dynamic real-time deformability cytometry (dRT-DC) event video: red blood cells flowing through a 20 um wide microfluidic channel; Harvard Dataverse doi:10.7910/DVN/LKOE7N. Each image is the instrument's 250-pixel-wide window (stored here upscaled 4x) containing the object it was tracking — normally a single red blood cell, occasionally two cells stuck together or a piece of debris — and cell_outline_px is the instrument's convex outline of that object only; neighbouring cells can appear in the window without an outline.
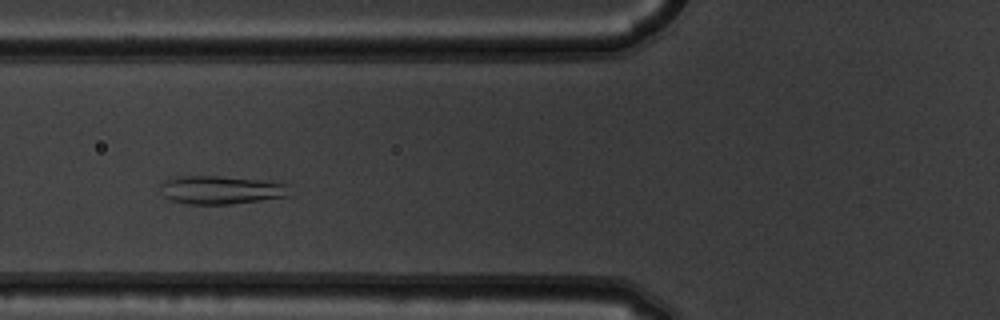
{"species": "common noctule bat (a hibernating species)", "species_latin": "Nyctalus noctula", "temperature_condition": "warm", "stored_images_in_passage": 9, "camera_frame_rate_fps": 3000, "um_per_image_px": 0.085, "animal": {"sex": "male", "body_mass_g": 19.5, "forearm_length_mm": 54.6}, "frame": {"image": 1, "passage_image": 4, "time_ms": 1.0, "image_size_px": [1000, 320], "cell_outline_px": [[292, 196], [232, 204], [188, 204], [172, 200], [164, 196], [160, 184], [164, 180], [176, 176], [220, 176], [256, 180], [288, 184]], "centroid_in_image_um": [18.8, 16.15], "position_along_channel_um": 107.0, "area_um2": 21.33}}
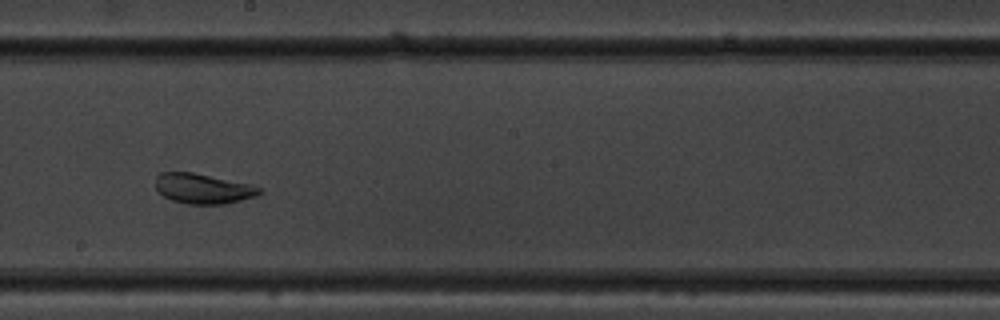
{"frame": {"image": 2, "passage_image": 7, "time_ms": 2.0, "image_size_px": [1000, 320], "cell_outline_px": [[264, 192], [256, 196], [224, 204], [184, 204], [172, 200], [156, 192], [156, 176], [160, 172], [192, 172], [248, 184], [264, 188]], "centroid_in_image_um": [17.24, 16.04], "position_along_channel_um": 231.0, "area_um2": 18.26}}